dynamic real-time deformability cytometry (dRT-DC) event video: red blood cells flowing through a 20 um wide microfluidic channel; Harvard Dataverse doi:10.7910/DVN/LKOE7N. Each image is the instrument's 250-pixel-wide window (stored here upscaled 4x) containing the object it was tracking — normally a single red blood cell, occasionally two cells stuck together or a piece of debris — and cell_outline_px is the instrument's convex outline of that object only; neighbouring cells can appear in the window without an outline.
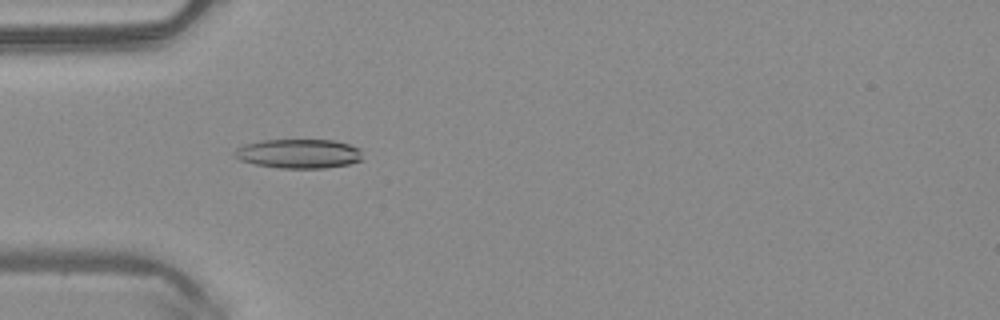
{"species": "common noctule bat (a hibernating species)", "species_latin": "Nyctalus noctula", "temperature_condition": "warm", "stored_images_in_passage": 44, "camera_frame_rate_fps": 3000, "um_per_image_px": 0.085, "animal": {"sex": "male", "body_mass_g": 20.4}, "frame": {"image": 1, "passage_image": 10, "time_ms": 3.0, "image_size_px": [1000, 320], "cell_outline_px": [[364, 160], [348, 164], [324, 168], [280, 168], [252, 164], [240, 160], [232, 156], [232, 152], [236, 148], [244, 144], [260, 140], [332, 140], [348, 144], [360, 148]], "centroid_in_image_um": [25.36, 13.06], "position_along_channel_um": 59.6, "area_um2": 22.14}}
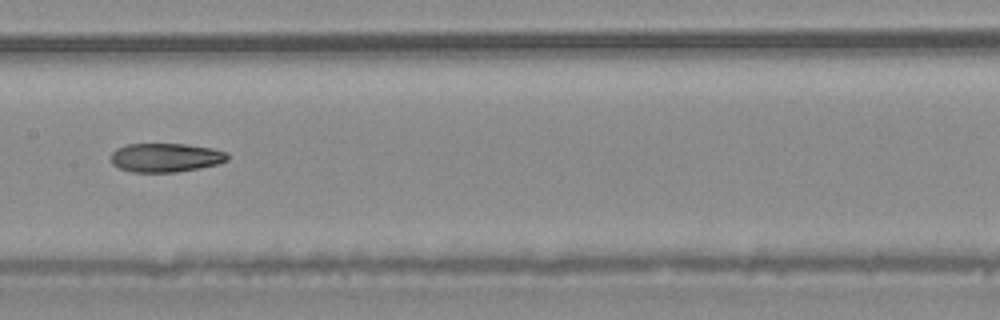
{"frame": {"image": 2, "passage_image": 20, "time_ms": 6.333, "image_size_px": [1000, 320], "cell_outline_px": [[228, 160], [220, 164], [200, 168], [176, 172], [132, 172], [120, 168], [112, 164], [112, 152], [116, 148], [128, 144], [184, 144], [212, 148], [224, 152], [228, 156]], "centroid_in_image_um": [14.09, 13.4], "position_along_channel_um": 193.3, "area_um2": 19.59}}
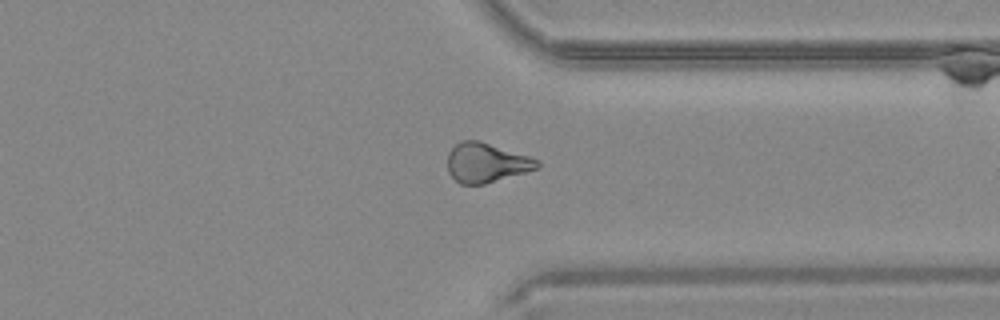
{"frame": {"image": 3, "passage_image": 33, "time_ms": 10.667, "image_size_px": [1000, 320], "cell_outline_px": [[540, 168], [484, 184], [460, 184], [448, 172], [448, 152], [460, 140], [480, 140], [540, 160]], "centroid_in_image_um": [41.34, 13.82], "position_along_channel_um": 370.1, "area_um2": 20.63}, "authors_computed_cell_mechanics": {"area_um2": 20.8369, "velocity_mm_per_s": 4.1001, "shape_relaxation_time_tau1_ms": null, "shape_relaxation_time_tau2_ms": 2.8703, "deformation_change_tau1": null, "deformation_change_tau2": 0.1041}}